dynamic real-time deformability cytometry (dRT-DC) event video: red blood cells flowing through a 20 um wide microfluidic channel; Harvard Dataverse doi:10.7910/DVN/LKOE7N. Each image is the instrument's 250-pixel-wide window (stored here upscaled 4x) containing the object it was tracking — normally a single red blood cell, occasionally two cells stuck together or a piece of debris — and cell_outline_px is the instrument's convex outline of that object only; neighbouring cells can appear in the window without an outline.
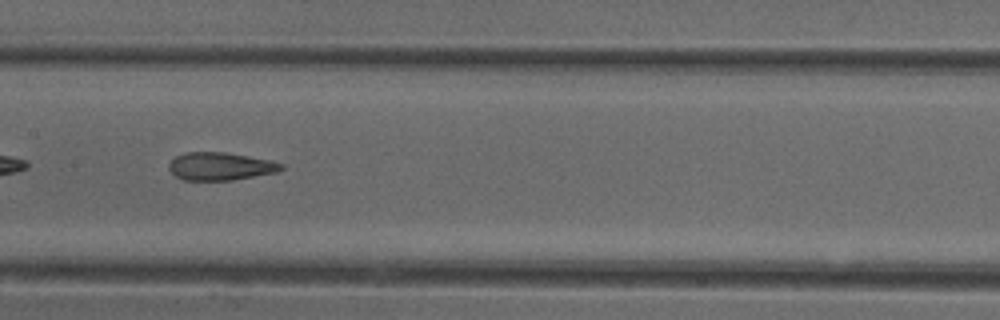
{"species": "common noctule bat (a hibernating species)", "species_latin": "Nyctalus noctula", "temperature_condition": "cold", "stored_images_in_passage": 30, "camera_frame_rate_fps": 3000, "um_per_image_px": 0.085, "animal": {"sex": "female"}, "frame": {"image": 1, "passage_image": 21, "time_ms": 6.667, "image_size_px": [1000, 320], "cell_outline_px": [[284, 168], [276, 172], [232, 180], [184, 180], [176, 176], [168, 168], [168, 164], [176, 156], [184, 152], [224, 152], [272, 160], [284, 164]], "centroid_in_image_um": [18.73, 14.13], "position_along_channel_um": 188.7, "area_um2": 18.21}}